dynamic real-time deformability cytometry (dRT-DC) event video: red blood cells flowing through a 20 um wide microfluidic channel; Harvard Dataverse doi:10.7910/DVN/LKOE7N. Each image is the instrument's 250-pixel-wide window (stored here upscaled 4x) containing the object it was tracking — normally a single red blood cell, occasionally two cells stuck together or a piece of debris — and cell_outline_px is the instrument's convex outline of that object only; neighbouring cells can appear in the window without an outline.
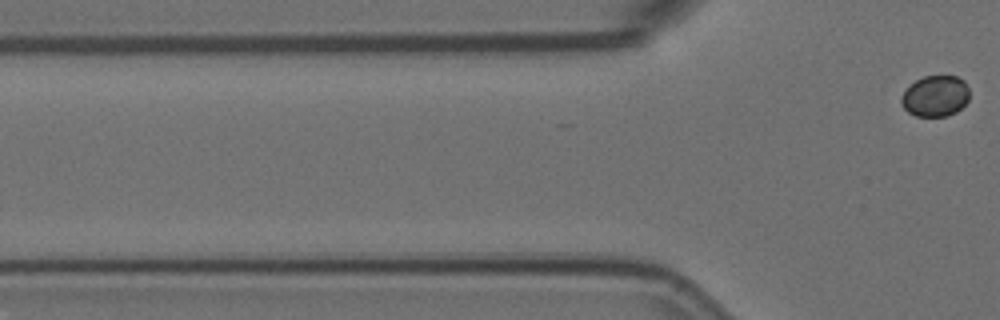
{"species": "Egyptian fruit bat (a non-hibernating species)", "species_latin": "Rousettus aegyptiacus", "temperature_condition": "room temperature", "stored_images_in_passage": 2, "camera_frame_rate_fps": 3000, "um_per_image_px": 0.085, "animal": {"sex": "female"}, "frame": {"image": 1, "passage_image": 2, "time_ms": 0.333, "image_size_px": [1000, 320], "cell_outline_px": [[968, 100], [956, 112], [948, 116], [916, 116], [908, 112], [900, 104], [900, 96], [916, 80], [924, 76], [956, 76], [964, 80], [968, 88]], "centroid_in_image_um": [79.49, 8.17], "position_along_channel_um": 46.3, "area_um2": 16.24}}